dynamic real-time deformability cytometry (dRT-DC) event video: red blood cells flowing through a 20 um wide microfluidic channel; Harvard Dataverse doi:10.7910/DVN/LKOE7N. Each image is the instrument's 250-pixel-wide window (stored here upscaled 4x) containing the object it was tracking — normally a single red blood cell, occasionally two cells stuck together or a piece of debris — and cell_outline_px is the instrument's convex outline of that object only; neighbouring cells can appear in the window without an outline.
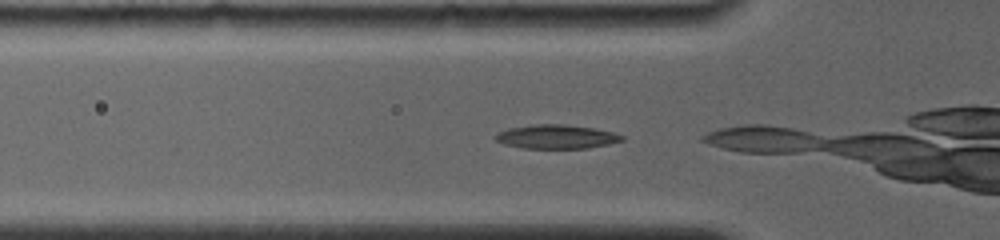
{"species": "common noctule bat (a hibernating species)", "species_latin": "Nyctalus noctula", "temperature_condition": "room temperature", "stored_images_in_passage": 3, "camera_frame_rate_fps": 4000, "um_per_image_px": 0.085, "animal": {"sex": "female", "body_mass_g": 19.0, "forearm_length_mm": 56.7}, "frame": {"image": 1, "passage_image": 2, "time_ms": 0.25, "image_size_px": [1000, 240], "cell_outline_px": [[624, 140], [608, 144], [588, 148], [524, 148], [504, 144], [496, 140], [492, 136], [508, 128], [532, 124], [564, 124], [592, 128], [612, 132], [624, 136]], "centroid_in_image_um": [47.27, 11.62], "position_along_channel_um": 78.5, "area_um2": 17.57}}